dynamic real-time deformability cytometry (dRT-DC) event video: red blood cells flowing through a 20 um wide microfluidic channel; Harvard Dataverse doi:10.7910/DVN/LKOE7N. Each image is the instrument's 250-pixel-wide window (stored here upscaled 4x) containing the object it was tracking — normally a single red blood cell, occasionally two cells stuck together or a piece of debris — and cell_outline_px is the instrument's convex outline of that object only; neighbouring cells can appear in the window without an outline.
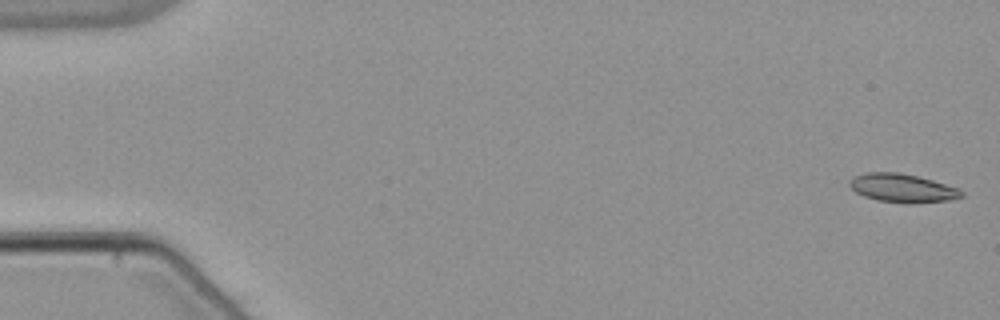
{"species": "common noctule bat (a hibernating species)", "species_latin": "Nyctalus noctula", "temperature_condition": "warm", "stored_images_in_passage": 54, "camera_frame_rate_fps": 3000, "um_per_image_px": 0.085, "animal": {"sex": "male", "body_mass_g": 21.5, "forearm_length_mm": 52.0}, "frame": {"image": 1, "passage_image": 1, "time_ms": 0.0, "image_size_px": [1000, 320], "cell_outline_px": [[964, 196], [948, 200], [916, 204], [908, 204], [876, 200], [864, 196], [856, 192], [848, 184], [852, 176], [864, 172], [900, 172], [932, 180], [960, 188], [964, 192]], "centroid_in_image_um": [76.71, 15.99], "position_along_channel_um": 8.3, "area_um2": 18.9}}
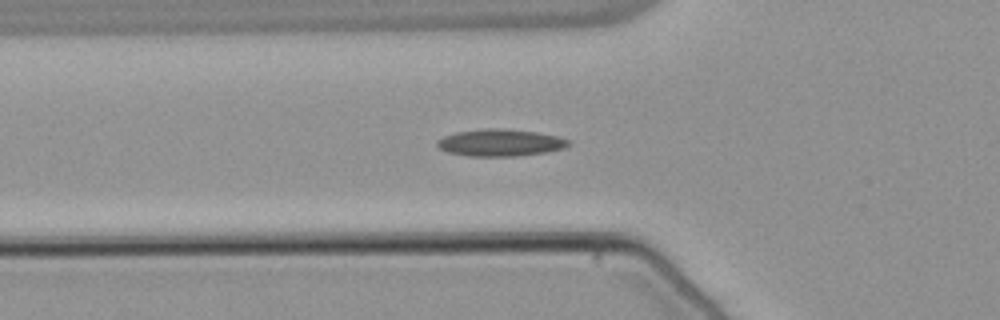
{"frame": {"image": 2, "passage_image": 19, "time_ms": 6.0, "image_size_px": [1000, 320], "cell_outline_px": [[572, 144], [564, 148], [544, 152], [516, 156], [468, 156], [448, 152], [436, 148], [436, 140], [444, 136], [456, 132], [488, 128], [500, 128], [536, 132], [556, 136], [568, 140]], "centroid_in_image_um": [42.47, 12.13], "position_along_channel_um": 83.3, "area_um2": 20.63}}
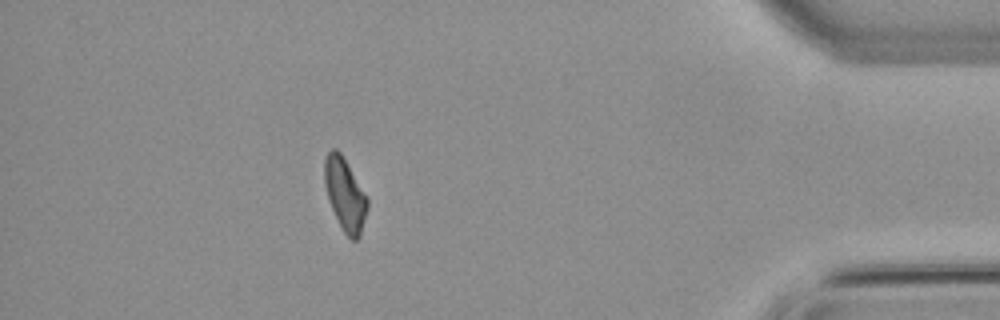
{"frame": {"image": 3, "passage_image": 48, "time_ms": 15.667, "image_size_px": [1000, 320], "cell_outline_px": [[368, 208], [360, 236], [356, 240], [352, 240], [344, 232], [328, 200], [324, 184], [324, 160], [328, 152], [332, 148], [336, 148], [340, 152], [368, 196]], "centroid_in_image_um": [29.33, 16.51], "position_along_channel_um": 405.9, "area_um2": 18.15}}